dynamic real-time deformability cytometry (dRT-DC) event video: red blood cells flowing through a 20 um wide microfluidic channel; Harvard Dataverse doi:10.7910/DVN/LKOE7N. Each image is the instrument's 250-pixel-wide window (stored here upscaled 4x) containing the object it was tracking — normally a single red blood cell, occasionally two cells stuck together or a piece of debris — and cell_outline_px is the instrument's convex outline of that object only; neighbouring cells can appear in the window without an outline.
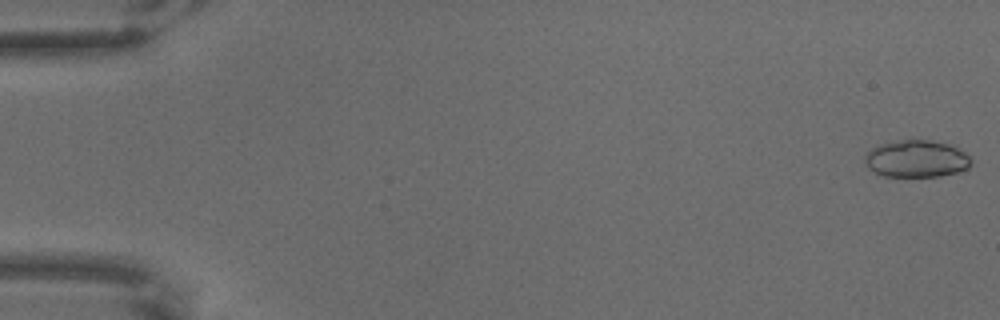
{"species": "common noctule bat (a hibernating species)", "species_latin": "Nyctalus noctula", "temperature_condition": "warm", "stored_images_in_passage": 64, "camera_frame_rate_fps": 3000, "um_per_image_px": 0.085, "animal": {"sex": "male", "body_mass_g": 18.8}, "frame": {"image": 1, "passage_image": 1, "time_ms": 0.0, "image_size_px": [1000, 320], "cell_outline_px": [[972, 164], [968, 168], [956, 172], [940, 176], [884, 176], [868, 168], [864, 164], [864, 156], [872, 148], [880, 144], [900, 140], [932, 140], [948, 144], [964, 152], [972, 160]], "centroid_in_image_um": [77.88, 13.5], "position_along_channel_um": 7.1, "area_um2": 22.89}}
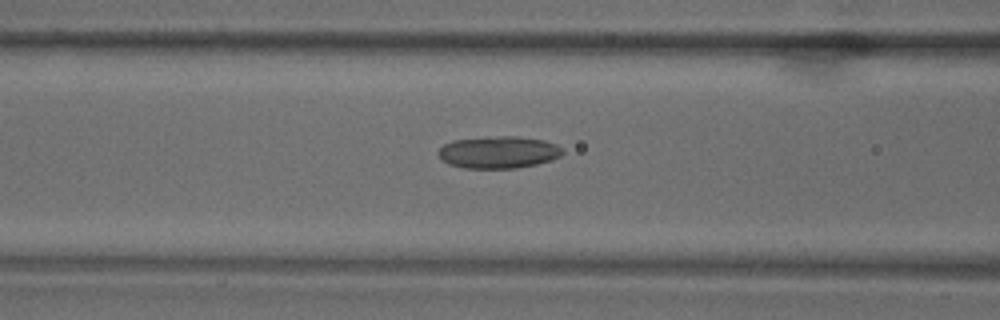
{"frame": {"image": 2, "passage_image": 27, "time_ms": 8.667, "image_size_px": [1000, 320], "cell_outline_px": [[564, 152], [560, 156], [552, 160], [536, 164], [516, 168], [464, 168], [448, 164], [440, 156], [440, 148], [444, 144], [452, 140], [484, 136], [516, 136], [544, 140], [556, 144], [564, 148]], "centroid_in_image_um": [42.41, 12.93], "position_along_channel_um": 124.2, "area_um2": 23.41}}
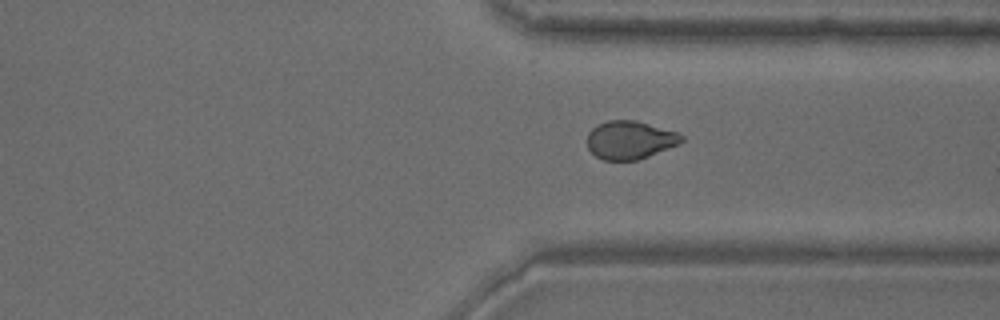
{"frame": {"image": 3, "passage_image": 49, "time_ms": 16.0, "image_size_px": [1000, 320], "cell_outline_px": [[684, 140], [668, 148], [648, 156], [636, 160], [604, 160], [596, 156], [588, 148], [588, 132], [592, 128], [608, 120], [636, 120], [676, 132], [684, 136]], "centroid_in_image_um": [53.53, 11.89], "position_along_channel_um": 357.9, "area_um2": 20.69}}